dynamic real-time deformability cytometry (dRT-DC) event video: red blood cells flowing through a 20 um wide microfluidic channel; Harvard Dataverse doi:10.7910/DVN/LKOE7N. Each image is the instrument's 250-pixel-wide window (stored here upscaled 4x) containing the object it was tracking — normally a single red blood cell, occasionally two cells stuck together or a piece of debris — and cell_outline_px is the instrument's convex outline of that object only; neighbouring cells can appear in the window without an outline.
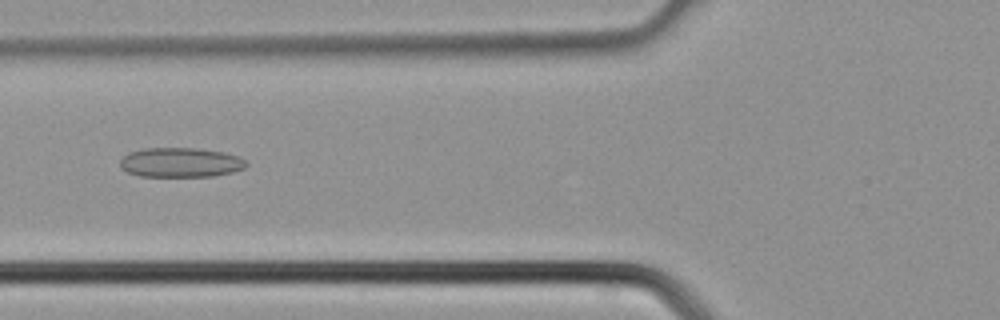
{"species": "common noctule bat (a hibernating species)", "species_latin": "Nyctalus noctula", "temperature_condition": "cold", "stored_images_in_passage": 5, "camera_frame_rate_fps": 3000, "um_per_image_px": 0.085, "animal": {"sex": "male", "body_mass_g": 21.5, "forearm_length_mm": 52.0}, "frame": {"image": 1, "passage_image": 5, "time_ms": 1.333, "image_size_px": [1000, 320], "cell_outline_px": [[248, 164], [244, 168], [232, 172], [212, 176], [140, 176], [128, 172], [120, 168], [120, 160], [128, 152], [144, 148], [196, 148], [224, 152], [236, 156], [244, 160]], "centroid_in_image_um": [15.31, 13.8], "position_along_channel_um": 110.5, "area_um2": 21.68}}